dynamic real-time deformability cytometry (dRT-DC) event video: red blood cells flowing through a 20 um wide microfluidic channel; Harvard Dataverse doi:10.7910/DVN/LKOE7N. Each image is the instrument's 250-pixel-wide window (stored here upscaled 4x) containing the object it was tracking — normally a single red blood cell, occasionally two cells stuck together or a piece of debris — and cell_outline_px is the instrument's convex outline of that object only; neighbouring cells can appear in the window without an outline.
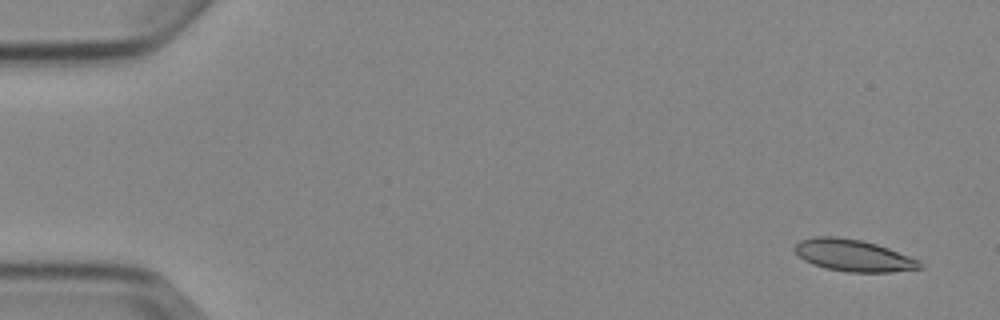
{"species": "Egyptian fruit bat (a non-hibernating species)", "species_latin": "Rousettus aegyptiacus", "temperature_condition": "cold", "stored_images_in_passage": 5, "camera_frame_rate_fps": 3000, "um_per_image_px": 0.085, "animal": {"sex": "female"}, "frame": {"image": 1, "passage_image": 1, "time_ms": 0.0, "image_size_px": [1000, 320], "cell_outline_px": [[924, 268], [892, 272], [848, 272], [824, 268], [812, 264], [804, 260], [792, 248], [800, 240], [812, 236], [836, 236], [864, 240], [888, 248], [920, 260], [924, 264]], "centroid_in_image_um": [72.54, 21.71], "position_along_channel_um": 12.5, "area_um2": 23.52}}
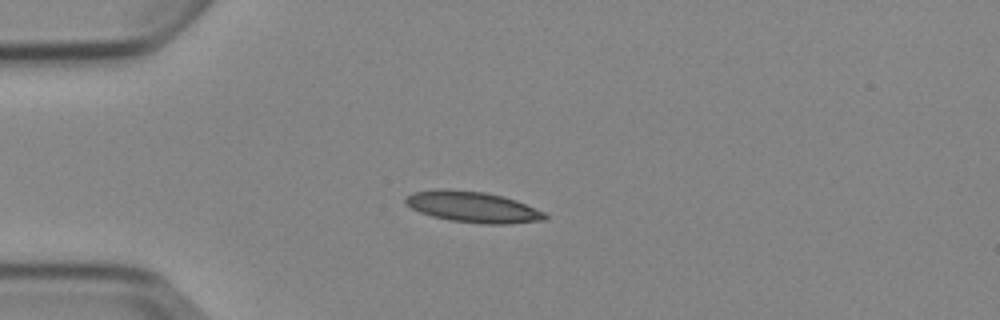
{"frame": {"image": 2, "passage_image": 4, "time_ms": 3.667, "image_size_px": [1000, 320], "cell_outline_px": [[548, 216], [544, 220], [508, 224], [480, 224], [448, 220], [432, 216], [420, 212], [404, 204], [404, 196], [412, 192], [436, 188], [440, 188], [484, 192], [504, 196], [516, 200], [544, 212]], "centroid_in_image_um": [40.13, 17.58], "position_along_channel_um": 44.9, "area_um2": 25.43}}